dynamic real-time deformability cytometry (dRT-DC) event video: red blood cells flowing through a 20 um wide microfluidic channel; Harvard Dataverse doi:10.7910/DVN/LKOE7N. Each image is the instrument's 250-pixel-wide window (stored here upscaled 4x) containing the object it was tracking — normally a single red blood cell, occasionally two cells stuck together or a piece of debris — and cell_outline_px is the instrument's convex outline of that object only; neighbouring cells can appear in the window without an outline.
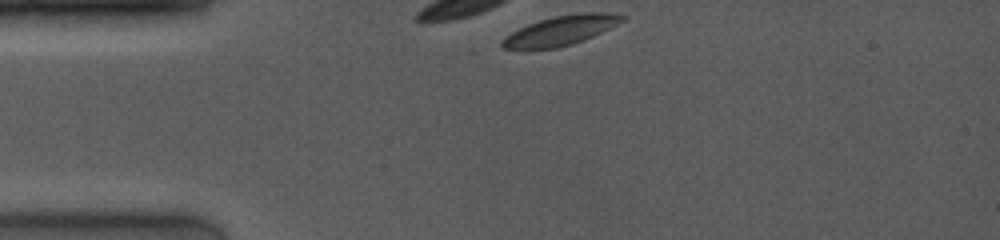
{"species": "common noctule bat (a hibernating species)", "species_latin": "Nyctalus noctula", "temperature_condition": "room temperature", "stored_images_in_passage": 11, "camera_frame_rate_fps": 4000, "um_per_image_px": 0.085, "animal": {"sex": "female", "body_mass_g": 19.0, "forearm_length_mm": 53.3}, "frame": {"image": 1, "passage_image": 1, "time_ms": 0.0, "image_size_px": [1000, 240], "cell_outline_px": [[628, 20], [584, 40], [572, 44], [556, 48], [500, 48], [500, 40], [504, 36], [528, 24], [552, 16], [580, 12], [604, 12], [628, 16]], "centroid_in_image_um": [47.72, 2.57], "position_along_channel_um": 37.3, "area_um2": 20.81}}